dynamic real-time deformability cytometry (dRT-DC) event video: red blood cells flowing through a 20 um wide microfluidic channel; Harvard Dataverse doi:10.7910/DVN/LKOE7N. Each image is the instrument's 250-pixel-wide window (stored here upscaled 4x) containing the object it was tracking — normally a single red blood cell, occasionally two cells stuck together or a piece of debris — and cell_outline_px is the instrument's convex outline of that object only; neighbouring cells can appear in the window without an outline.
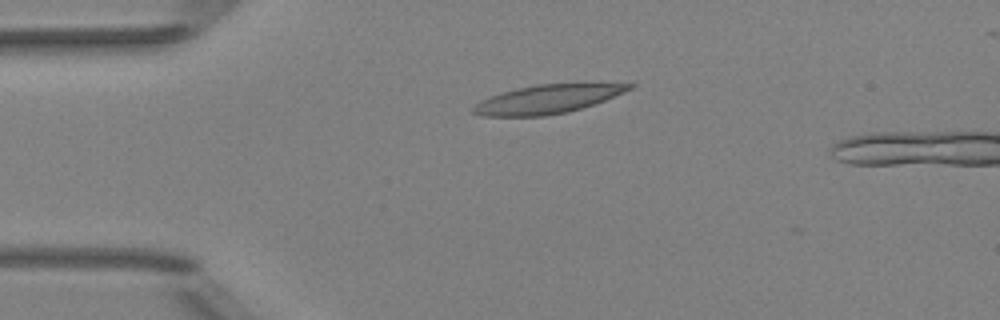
{"species": "Egyptian fruit bat (a non-hibernating species)", "species_latin": "Rousettus aegyptiacus", "temperature_condition": "room temperature", "stored_images_in_passage": 38, "camera_frame_rate_fps": 3000, "um_per_image_px": 0.085, "animal": {"sex": "female"}, "frame": {"image": 1, "passage_image": 1, "time_ms": 0.0, "image_size_px": [1000, 320], "cell_outline_px": [[636, 84], [632, 88], [624, 92], [604, 100], [568, 112], [544, 116], [480, 116], [472, 112], [472, 108], [480, 100], [488, 96], [516, 88], [536, 84], [576, 80]], "centroid_in_image_um": [46.6, 8.36], "position_along_channel_um": 38.4, "area_um2": 27.17}}
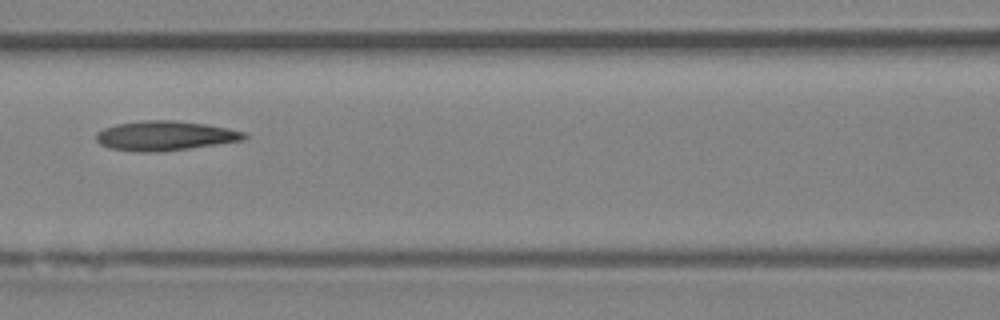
{"frame": {"image": 2, "passage_image": 12, "time_ms": 3.667, "image_size_px": [1000, 320], "cell_outline_px": [[248, 136], [244, 140], [160, 152], [140, 152], [108, 148], [100, 144], [96, 140], [96, 132], [104, 128], [116, 124], [144, 120], [176, 120], [204, 124], [228, 128], [244, 132]], "centroid_in_image_um": [13.99, 11.54], "position_along_channel_um": 152.6, "area_um2": 25.49}}
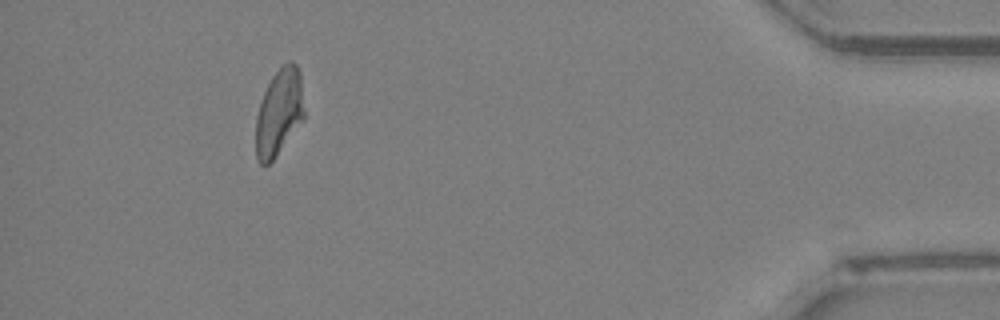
{"frame": {"image": 3, "passage_image": 36, "time_ms": 11.667, "image_size_px": [1000, 320], "cell_outline_px": [[304, 116], [276, 156], [268, 164], [260, 164], [256, 156], [256, 116], [264, 92], [272, 76], [288, 60], [292, 60], [296, 64], [300, 72], [304, 112]], "centroid_in_image_um": [23.71, 9.52], "position_along_channel_um": 411.5, "area_um2": 23.99}, "authors_computed_cell_mechanics": {"area_um2": 24.854, "velocity_mm_per_s": 4.0012, "shape_relaxation_time_tau1_ms": null, "shape_relaxation_time_tau2_ms": 4.916, "deformation_change_tau1": null, "deformation_change_tau2": 0.1441}}